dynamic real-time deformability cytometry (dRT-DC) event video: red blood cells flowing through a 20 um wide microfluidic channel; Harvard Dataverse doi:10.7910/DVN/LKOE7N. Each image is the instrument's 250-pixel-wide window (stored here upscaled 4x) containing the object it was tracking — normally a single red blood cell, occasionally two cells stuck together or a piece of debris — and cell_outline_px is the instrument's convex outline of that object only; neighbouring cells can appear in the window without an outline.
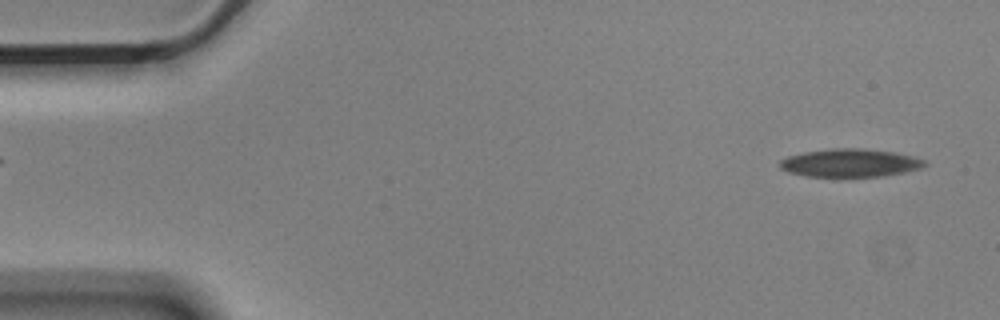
{"species": "Egyptian fruit bat (a non-hibernating species)", "species_latin": "Rousettus aegyptiacus", "temperature_condition": "cold", "stored_images_in_passage": 55, "camera_frame_rate_fps": 3000, "um_per_image_px": 0.085, "animal": {"sex": "male"}, "frame": {"image": 1, "passage_image": 2, "time_ms": 0.333, "image_size_px": [1000, 320], "cell_outline_px": [[928, 164], [920, 168], [904, 172], [880, 176], [840, 180], [804, 176], [788, 172], [780, 168], [780, 160], [788, 156], [804, 152], [832, 148], [864, 148], [892, 152], [912, 156], [924, 160]], "centroid_in_image_um": [72.2, 13.89], "position_along_channel_um": 12.8, "area_um2": 24.62}}
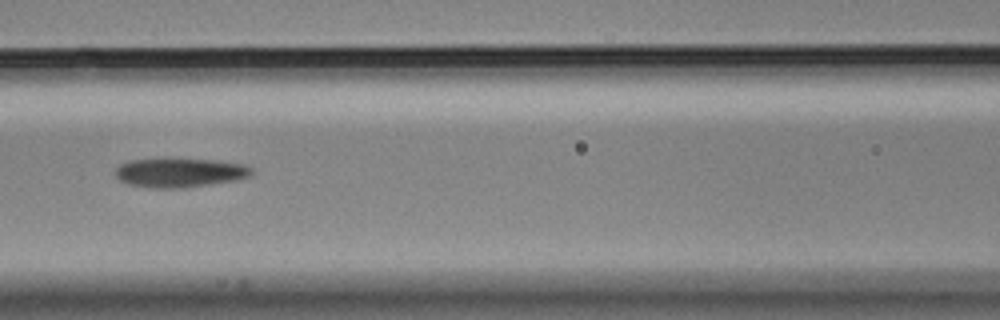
{"frame": {"image": 2, "passage_image": 23, "time_ms": 7.333, "image_size_px": [1000, 320], "cell_outline_px": [[256, 172], [252, 176], [236, 180], [212, 184], [184, 188], [156, 188], [128, 184], [120, 180], [116, 176], [116, 168], [120, 164], [128, 160], [216, 160], [244, 164], [252, 168]], "centroid_in_image_um": [15.35, 14.69], "position_along_channel_um": 151.2, "area_um2": 22.95}}
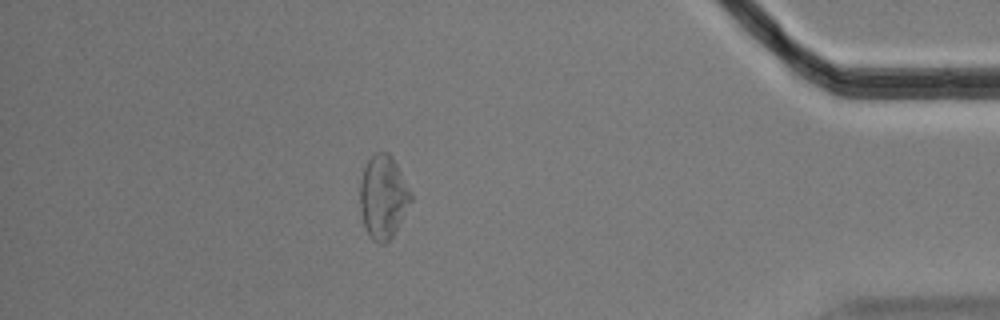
{"frame": {"image": 3, "passage_image": 48, "time_ms": 15.667, "image_size_px": [1000, 320], "cell_outline_px": [[412, 200], [392, 236], [384, 244], [380, 244], [372, 240], [364, 228], [360, 208], [360, 180], [364, 168], [368, 160], [376, 152], [388, 152], [392, 156], [412, 192]], "centroid_in_image_um": [32.56, 16.74], "position_along_channel_um": 402.6, "area_um2": 24.68}, "authors_computed_cell_mechanics": {"area_um2": 24.1604, "velocity_mm_per_s": 3.5395, "shape_relaxation_time_tau1_ms": null, "shape_relaxation_time_tau2_ms": 4.4967, "deformation_change_tau1": null, "deformation_change_tau2": 0.1382}}